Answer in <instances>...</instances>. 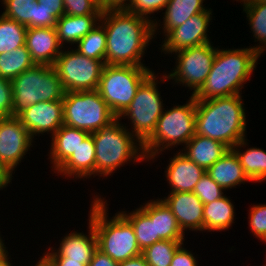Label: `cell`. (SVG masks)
I'll use <instances>...</instances> for the list:
<instances>
[{
	"label": "cell",
	"instance_id": "obj_1",
	"mask_svg": "<svg viewBox=\"0 0 266 266\" xmlns=\"http://www.w3.org/2000/svg\"><path fill=\"white\" fill-rule=\"evenodd\" d=\"M100 23L106 32L105 64L145 66L142 58L154 38L151 20L121 10L102 12Z\"/></svg>",
	"mask_w": 266,
	"mask_h": 266
},
{
	"label": "cell",
	"instance_id": "obj_2",
	"mask_svg": "<svg viewBox=\"0 0 266 266\" xmlns=\"http://www.w3.org/2000/svg\"><path fill=\"white\" fill-rule=\"evenodd\" d=\"M259 54L249 48L220 49L205 83L194 95L196 100H209L242 94V88L250 81L256 69Z\"/></svg>",
	"mask_w": 266,
	"mask_h": 266
},
{
	"label": "cell",
	"instance_id": "obj_3",
	"mask_svg": "<svg viewBox=\"0 0 266 266\" xmlns=\"http://www.w3.org/2000/svg\"><path fill=\"white\" fill-rule=\"evenodd\" d=\"M239 95L196 100V134L217 140L230 149L246 137V114Z\"/></svg>",
	"mask_w": 266,
	"mask_h": 266
},
{
	"label": "cell",
	"instance_id": "obj_4",
	"mask_svg": "<svg viewBox=\"0 0 266 266\" xmlns=\"http://www.w3.org/2000/svg\"><path fill=\"white\" fill-rule=\"evenodd\" d=\"M92 200L88 221L93 225L97 248L118 263L141 255L131 223L119 211L109 218L107 200L101 196Z\"/></svg>",
	"mask_w": 266,
	"mask_h": 266
},
{
	"label": "cell",
	"instance_id": "obj_5",
	"mask_svg": "<svg viewBox=\"0 0 266 266\" xmlns=\"http://www.w3.org/2000/svg\"><path fill=\"white\" fill-rule=\"evenodd\" d=\"M116 117L92 133L95 145V176L107 177L126 163L146 160L143 144ZM138 142V143H137ZM133 159V160H132Z\"/></svg>",
	"mask_w": 266,
	"mask_h": 266
},
{
	"label": "cell",
	"instance_id": "obj_6",
	"mask_svg": "<svg viewBox=\"0 0 266 266\" xmlns=\"http://www.w3.org/2000/svg\"><path fill=\"white\" fill-rule=\"evenodd\" d=\"M196 134V99L163 111L151 136L143 143L146 161H154L158 154L186 143Z\"/></svg>",
	"mask_w": 266,
	"mask_h": 266
},
{
	"label": "cell",
	"instance_id": "obj_7",
	"mask_svg": "<svg viewBox=\"0 0 266 266\" xmlns=\"http://www.w3.org/2000/svg\"><path fill=\"white\" fill-rule=\"evenodd\" d=\"M13 116L40 101L63 100L65 90L53 66L34 64L11 80Z\"/></svg>",
	"mask_w": 266,
	"mask_h": 266
},
{
	"label": "cell",
	"instance_id": "obj_8",
	"mask_svg": "<svg viewBox=\"0 0 266 266\" xmlns=\"http://www.w3.org/2000/svg\"><path fill=\"white\" fill-rule=\"evenodd\" d=\"M153 72L146 66L105 64L97 91L112 113L119 117L133 100L140 85Z\"/></svg>",
	"mask_w": 266,
	"mask_h": 266
},
{
	"label": "cell",
	"instance_id": "obj_9",
	"mask_svg": "<svg viewBox=\"0 0 266 266\" xmlns=\"http://www.w3.org/2000/svg\"><path fill=\"white\" fill-rule=\"evenodd\" d=\"M62 101L64 125L89 134L116 118L97 90L65 92Z\"/></svg>",
	"mask_w": 266,
	"mask_h": 266
},
{
	"label": "cell",
	"instance_id": "obj_10",
	"mask_svg": "<svg viewBox=\"0 0 266 266\" xmlns=\"http://www.w3.org/2000/svg\"><path fill=\"white\" fill-rule=\"evenodd\" d=\"M153 72L138 88L127 109L118 117L129 119L134 135L142 144L154 132L157 121L164 111L163 100L158 89V78ZM157 77V78H156Z\"/></svg>",
	"mask_w": 266,
	"mask_h": 266
},
{
	"label": "cell",
	"instance_id": "obj_11",
	"mask_svg": "<svg viewBox=\"0 0 266 266\" xmlns=\"http://www.w3.org/2000/svg\"><path fill=\"white\" fill-rule=\"evenodd\" d=\"M217 48L212 43H204L198 46L180 50L176 53L173 71L161 74L160 82L174 80V84L189 87L191 95H195L206 81L212 67Z\"/></svg>",
	"mask_w": 266,
	"mask_h": 266
},
{
	"label": "cell",
	"instance_id": "obj_12",
	"mask_svg": "<svg viewBox=\"0 0 266 266\" xmlns=\"http://www.w3.org/2000/svg\"><path fill=\"white\" fill-rule=\"evenodd\" d=\"M64 49L53 67L65 92L97 90L105 61L88 58L69 47L68 51Z\"/></svg>",
	"mask_w": 266,
	"mask_h": 266
},
{
	"label": "cell",
	"instance_id": "obj_13",
	"mask_svg": "<svg viewBox=\"0 0 266 266\" xmlns=\"http://www.w3.org/2000/svg\"><path fill=\"white\" fill-rule=\"evenodd\" d=\"M212 9L193 15L183 24L171 29L164 37L161 54H172L180 50L211 43L208 38V27L212 20Z\"/></svg>",
	"mask_w": 266,
	"mask_h": 266
},
{
	"label": "cell",
	"instance_id": "obj_14",
	"mask_svg": "<svg viewBox=\"0 0 266 266\" xmlns=\"http://www.w3.org/2000/svg\"><path fill=\"white\" fill-rule=\"evenodd\" d=\"M34 138L17 116L0 118V160L12 171L17 168Z\"/></svg>",
	"mask_w": 266,
	"mask_h": 266
},
{
	"label": "cell",
	"instance_id": "obj_15",
	"mask_svg": "<svg viewBox=\"0 0 266 266\" xmlns=\"http://www.w3.org/2000/svg\"><path fill=\"white\" fill-rule=\"evenodd\" d=\"M17 117L34 138L40 134L51 136L64 124L63 101H40L25 108Z\"/></svg>",
	"mask_w": 266,
	"mask_h": 266
},
{
	"label": "cell",
	"instance_id": "obj_16",
	"mask_svg": "<svg viewBox=\"0 0 266 266\" xmlns=\"http://www.w3.org/2000/svg\"><path fill=\"white\" fill-rule=\"evenodd\" d=\"M162 200L170 208L182 230L204 231V204L193 192H169ZM185 230V231H184Z\"/></svg>",
	"mask_w": 266,
	"mask_h": 266
},
{
	"label": "cell",
	"instance_id": "obj_17",
	"mask_svg": "<svg viewBox=\"0 0 266 266\" xmlns=\"http://www.w3.org/2000/svg\"><path fill=\"white\" fill-rule=\"evenodd\" d=\"M25 45L35 64L49 66H53L64 48L55 27L27 28Z\"/></svg>",
	"mask_w": 266,
	"mask_h": 266
},
{
	"label": "cell",
	"instance_id": "obj_18",
	"mask_svg": "<svg viewBox=\"0 0 266 266\" xmlns=\"http://www.w3.org/2000/svg\"><path fill=\"white\" fill-rule=\"evenodd\" d=\"M88 229L89 235L77 231L66 234L60 241L58 249L49 247L43 256H63L88 266L97 249V238L90 221Z\"/></svg>",
	"mask_w": 266,
	"mask_h": 266
},
{
	"label": "cell",
	"instance_id": "obj_19",
	"mask_svg": "<svg viewBox=\"0 0 266 266\" xmlns=\"http://www.w3.org/2000/svg\"><path fill=\"white\" fill-rule=\"evenodd\" d=\"M165 177L170 186V192H193L195 185L206 170L195 164L181 151L169 159Z\"/></svg>",
	"mask_w": 266,
	"mask_h": 266
},
{
	"label": "cell",
	"instance_id": "obj_20",
	"mask_svg": "<svg viewBox=\"0 0 266 266\" xmlns=\"http://www.w3.org/2000/svg\"><path fill=\"white\" fill-rule=\"evenodd\" d=\"M95 145L93 137L89 134L78 146L75 152L54 172L66 178L95 177Z\"/></svg>",
	"mask_w": 266,
	"mask_h": 266
},
{
	"label": "cell",
	"instance_id": "obj_21",
	"mask_svg": "<svg viewBox=\"0 0 266 266\" xmlns=\"http://www.w3.org/2000/svg\"><path fill=\"white\" fill-rule=\"evenodd\" d=\"M158 199H150L144 205H140L150 219H155L156 235H159L161 240L185 242V233L180 229L176 217L162 198Z\"/></svg>",
	"mask_w": 266,
	"mask_h": 266
},
{
	"label": "cell",
	"instance_id": "obj_22",
	"mask_svg": "<svg viewBox=\"0 0 266 266\" xmlns=\"http://www.w3.org/2000/svg\"><path fill=\"white\" fill-rule=\"evenodd\" d=\"M89 135L88 132L81 129L62 125L51 137V146L49 158L56 171L78 148V146Z\"/></svg>",
	"mask_w": 266,
	"mask_h": 266
},
{
	"label": "cell",
	"instance_id": "obj_23",
	"mask_svg": "<svg viewBox=\"0 0 266 266\" xmlns=\"http://www.w3.org/2000/svg\"><path fill=\"white\" fill-rule=\"evenodd\" d=\"M184 149V150H183ZM230 148L225 144L206 136L195 134L182 148L185 156L198 166L207 170L222 158Z\"/></svg>",
	"mask_w": 266,
	"mask_h": 266
},
{
	"label": "cell",
	"instance_id": "obj_24",
	"mask_svg": "<svg viewBox=\"0 0 266 266\" xmlns=\"http://www.w3.org/2000/svg\"><path fill=\"white\" fill-rule=\"evenodd\" d=\"M206 173L224 190L251 181L232 149H229L222 158L209 167Z\"/></svg>",
	"mask_w": 266,
	"mask_h": 266
},
{
	"label": "cell",
	"instance_id": "obj_25",
	"mask_svg": "<svg viewBox=\"0 0 266 266\" xmlns=\"http://www.w3.org/2000/svg\"><path fill=\"white\" fill-rule=\"evenodd\" d=\"M101 15H62L55 25L59 43L76 44L100 22ZM65 42V43H64Z\"/></svg>",
	"mask_w": 266,
	"mask_h": 266
},
{
	"label": "cell",
	"instance_id": "obj_26",
	"mask_svg": "<svg viewBox=\"0 0 266 266\" xmlns=\"http://www.w3.org/2000/svg\"><path fill=\"white\" fill-rule=\"evenodd\" d=\"M235 209L232 201L226 195L218 200L204 204V232L223 231L235 223Z\"/></svg>",
	"mask_w": 266,
	"mask_h": 266
},
{
	"label": "cell",
	"instance_id": "obj_27",
	"mask_svg": "<svg viewBox=\"0 0 266 266\" xmlns=\"http://www.w3.org/2000/svg\"><path fill=\"white\" fill-rule=\"evenodd\" d=\"M204 1L205 0H169L164 9L163 24H161L163 36L171 29L186 22L193 15L205 12L208 7H204Z\"/></svg>",
	"mask_w": 266,
	"mask_h": 266
},
{
	"label": "cell",
	"instance_id": "obj_28",
	"mask_svg": "<svg viewBox=\"0 0 266 266\" xmlns=\"http://www.w3.org/2000/svg\"><path fill=\"white\" fill-rule=\"evenodd\" d=\"M247 139L240 140L231 149L237 155L240 165L251 182L266 180V151L261 148L248 147L244 152L240 148L246 147Z\"/></svg>",
	"mask_w": 266,
	"mask_h": 266
},
{
	"label": "cell",
	"instance_id": "obj_29",
	"mask_svg": "<svg viewBox=\"0 0 266 266\" xmlns=\"http://www.w3.org/2000/svg\"><path fill=\"white\" fill-rule=\"evenodd\" d=\"M242 4L249 27H251L250 30L255 38L254 41H259V45L256 44L250 47L260 56L266 51V3L257 0H243Z\"/></svg>",
	"mask_w": 266,
	"mask_h": 266
},
{
	"label": "cell",
	"instance_id": "obj_30",
	"mask_svg": "<svg viewBox=\"0 0 266 266\" xmlns=\"http://www.w3.org/2000/svg\"><path fill=\"white\" fill-rule=\"evenodd\" d=\"M133 226L139 248L143 251L146 247L161 241L156 235L155 219L150 217L139 207L132 212L119 211Z\"/></svg>",
	"mask_w": 266,
	"mask_h": 266
},
{
	"label": "cell",
	"instance_id": "obj_31",
	"mask_svg": "<svg viewBox=\"0 0 266 266\" xmlns=\"http://www.w3.org/2000/svg\"><path fill=\"white\" fill-rule=\"evenodd\" d=\"M34 64L26 45H23L9 53L0 54V77L12 80Z\"/></svg>",
	"mask_w": 266,
	"mask_h": 266
},
{
	"label": "cell",
	"instance_id": "obj_32",
	"mask_svg": "<svg viewBox=\"0 0 266 266\" xmlns=\"http://www.w3.org/2000/svg\"><path fill=\"white\" fill-rule=\"evenodd\" d=\"M27 26L0 15V54L25 45Z\"/></svg>",
	"mask_w": 266,
	"mask_h": 266
},
{
	"label": "cell",
	"instance_id": "obj_33",
	"mask_svg": "<svg viewBox=\"0 0 266 266\" xmlns=\"http://www.w3.org/2000/svg\"><path fill=\"white\" fill-rule=\"evenodd\" d=\"M76 44L75 50L80 54L95 60L105 61L106 32L100 22Z\"/></svg>",
	"mask_w": 266,
	"mask_h": 266
},
{
	"label": "cell",
	"instance_id": "obj_34",
	"mask_svg": "<svg viewBox=\"0 0 266 266\" xmlns=\"http://www.w3.org/2000/svg\"><path fill=\"white\" fill-rule=\"evenodd\" d=\"M5 17L13 19L27 28H35L37 0H2Z\"/></svg>",
	"mask_w": 266,
	"mask_h": 266
},
{
	"label": "cell",
	"instance_id": "obj_35",
	"mask_svg": "<svg viewBox=\"0 0 266 266\" xmlns=\"http://www.w3.org/2000/svg\"><path fill=\"white\" fill-rule=\"evenodd\" d=\"M183 241L161 240L142 251L149 266H170L173 255Z\"/></svg>",
	"mask_w": 266,
	"mask_h": 266
},
{
	"label": "cell",
	"instance_id": "obj_36",
	"mask_svg": "<svg viewBox=\"0 0 266 266\" xmlns=\"http://www.w3.org/2000/svg\"><path fill=\"white\" fill-rule=\"evenodd\" d=\"M168 1L169 0H131L130 6L126 11L151 20L153 22V34L155 37V33H159L158 30L161 28L159 23L160 20L156 21V19H152L150 14H153L154 12L156 13L159 10L163 11L168 4Z\"/></svg>",
	"mask_w": 266,
	"mask_h": 266
},
{
	"label": "cell",
	"instance_id": "obj_37",
	"mask_svg": "<svg viewBox=\"0 0 266 266\" xmlns=\"http://www.w3.org/2000/svg\"><path fill=\"white\" fill-rule=\"evenodd\" d=\"M223 188H221L207 173H205L199 182L195 185V193L203 204H207L224 197Z\"/></svg>",
	"mask_w": 266,
	"mask_h": 266
},
{
	"label": "cell",
	"instance_id": "obj_38",
	"mask_svg": "<svg viewBox=\"0 0 266 266\" xmlns=\"http://www.w3.org/2000/svg\"><path fill=\"white\" fill-rule=\"evenodd\" d=\"M249 227L255 237L266 240V204H255L249 210Z\"/></svg>",
	"mask_w": 266,
	"mask_h": 266
},
{
	"label": "cell",
	"instance_id": "obj_39",
	"mask_svg": "<svg viewBox=\"0 0 266 266\" xmlns=\"http://www.w3.org/2000/svg\"><path fill=\"white\" fill-rule=\"evenodd\" d=\"M64 9L66 15H102L96 0H64Z\"/></svg>",
	"mask_w": 266,
	"mask_h": 266
},
{
	"label": "cell",
	"instance_id": "obj_40",
	"mask_svg": "<svg viewBox=\"0 0 266 266\" xmlns=\"http://www.w3.org/2000/svg\"><path fill=\"white\" fill-rule=\"evenodd\" d=\"M13 116L11 80L0 77V118Z\"/></svg>",
	"mask_w": 266,
	"mask_h": 266
},
{
	"label": "cell",
	"instance_id": "obj_41",
	"mask_svg": "<svg viewBox=\"0 0 266 266\" xmlns=\"http://www.w3.org/2000/svg\"><path fill=\"white\" fill-rule=\"evenodd\" d=\"M170 266H198L196 257L184 248V243L176 250Z\"/></svg>",
	"mask_w": 266,
	"mask_h": 266
},
{
	"label": "cell",
	"instance_id": "obj_42",
	"mask_svg": "<svg viewBox=\"0 0 266 266\" xmlns=\"http://www.w3.org/2000/svg\"><path fill=\"white\" fill-rule=\"evenodd\" d=\"M56 23L57 19L51 15V11L38 4L35 12V28L55 27Z\"/></svg>",
	"mask_w": 266,
	"mask_h": 266
},
{
	"label": "cell",
	"instance_id": "obj_43",
	"mask_svg": "<svg viewBox=\"0 0 266 266\" xmlns=\"http://www.w3.org/2000/svg\"><path fill=\"white\" fill-rule=\"evenodd\" d=\"M37 2L39 6L51 11V15L57 20L65 14L64 0H37Z\"/></svg>",
	"mask_w": 266,
	"mask_h": 266
},
{
	"label": "cell",
	"instance_id": "obj_44",
	"mask_svg": "<svg viewBox=\"0 0 266 266\" xmlns=\"http://www.w3.org/2000/svg\"><path fill=\"white\" fill-rule=\"evenodd\" d=\"M131 0H101L99 7L102 12L127 10Z\"/></svg>",
	"mask_w": 266,
	"mask_h": 266
},
{
	"label": "cell",
	"instance_id": "obj_45",
	"mask_svg": "<svg viewBox=\"0 0 266 266\" xmlns=\"http://www.w3.org/2000/svg\"><path fill=\"white\" fill-rule=\"evenodd\" d=\"M118 264V262H115L111 257L97 248L88 266H118Z\"/></svg>",
	"mask_w": 266,
	"mask_h": 266
},
{
	"label": "cell",
	"instance_id": "obj_46",
	"mask_svg": "<svg viewBox=\"0 0 266 266\" xmlns=\"http://www.w3.org/2000/svg\"><path fill=\"white\" fill-rule=\"evenodd\" d=\"M52 266H87L86 264L80 263V261L69 260L63 256H44Z\"/></svg>",
	"mask_w": 266,
	"mask_h": 266
},
{
	"label": "cell",
	"instance_id": "obj_47",
	"mask_svg": "<svg viewBox=\"0 0 266 266\" xmlns=\"http://www.w3.org/2000/svg\"><path fill=\"white\" fill-rule=\"evenodd\" d=\"M13 171L10 170L1 160H0V190L8 187V184L12 181Z\"/></svg>",
	"mask_w": 266,
	"mask_h": 266
},
{
	"label": "cell",
	"instance_id": "obj_48",
	"mask_svg": "<svg viewBox=\"0 0 266 266\" xmlns=\"http://www.w3.org/2000/svg\"><path fill=\"white\" fill-rule=\"evenodd\" d=\"M118 266H149V265L147 264L144 256L141 254L136 257L120 262Z\"/></svg>",
	"mask_w": 266,
	"mask_h": 266
},
{
	"label": "cell",
	"instance_id": "obj_49",
	"mask_svg": "<svg viewBox=\"0 0 266 266\" xmlns=\"http://www.w3.org/2000/svg\"><path fill=\"white\" fill-rule=\"evenodd\" d=\"M9 254V252L6 250L4 240L0 235V257H3L5 255Z\"/></svg>",
	"mask_w": 266,
	"mask_h": 266
},
{
	"label": "cell",
	"instance_id": "obj_50",
	"mask_svg": "<svg viewBox=\"0 0 266 266\" xmlns=\"http://www.w3.org/2000/svg\"><path fill=\"white\" fill-rule=\"evenodd\" d=\"M9 258V254L0 257V266H13L11 265L12 263L10 262Z\"/></svg>",
	"mask_w": 266,
	"mask_h": 266
},
{
	"label": "cell",
	"instance_id": "obj_51",
	"mask_svg": "<svg viewBox=\"0 0 266 266\" xmlns=\"http://www.w3.org/2000/svg\"><path fill=\"white\" fill-rule=\"evenodd\" d=\"M35 266H52V264L44 256H42Z\"/></svg>",
	"mask_w": 266,
	"mask_h": 266
},
{
	"label": "cell",
	"instance_id": "obj_52",
	"mask_svg": "<svg viewBox=\"0 0 266 266\" xmlns=\"http://www.w3.org/2000/svg\"><path fill=\"white\" fill-rule=\"evenodd\" d=\"M257 1H260V2H265V3H266V0H257Z\"/></svg>",
	"mask_w": 266,
	"mask_h": 266
}]
</instances>
